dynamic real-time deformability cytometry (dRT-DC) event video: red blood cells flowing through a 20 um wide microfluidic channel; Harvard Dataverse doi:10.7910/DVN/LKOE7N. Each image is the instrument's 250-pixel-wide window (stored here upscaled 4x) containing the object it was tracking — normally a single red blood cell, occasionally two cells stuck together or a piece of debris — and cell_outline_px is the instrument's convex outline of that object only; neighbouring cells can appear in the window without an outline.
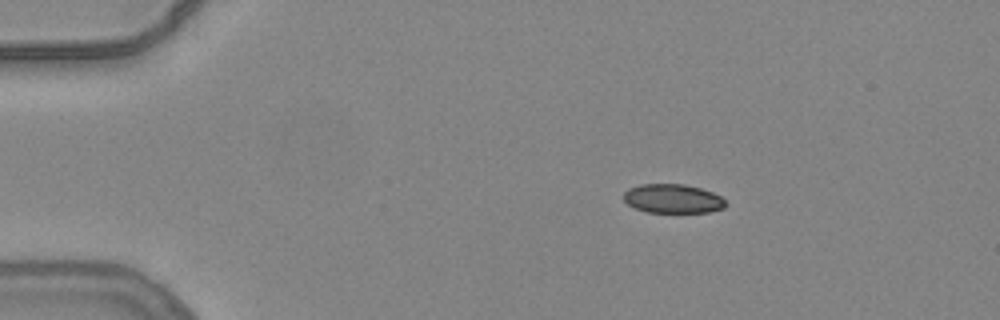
{"species": "common noctule bat (a hibernating species)", "species_latin": "Nyctalus noctula", "temperature_condition": "warm", "stored_images_in_passage": 45, "camera_frame_rate_fps": 3000, "um_per_image_px": 0.085, "animal": {"sex": "female", "body_mass_g": 24.6, "forearm_length_mm": 56.2}, "frame": {"image": 1, "passage_image": 1, "time_ms": 0.0, "image_size_px": [1000, 320], "cell_outline_px": [[724, 208], [708, 212], [648, 212], [636, 208], [628, 204], [624, 200], [624, 192], [628, 188], [640, 184], [684, 184], [700, 188], [712, 192], [720, 196], [724, 200]], "centroid_in_image_um": [57.16, 16.88], "position_along_channel_um": 27.8, "area_um2": 17.11}}
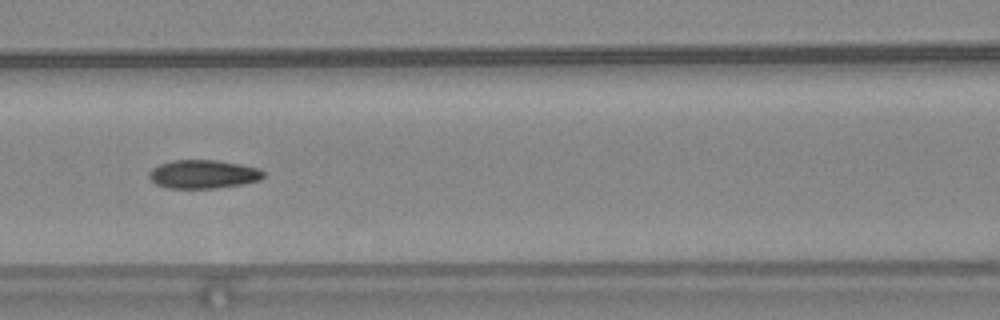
{"frame": {"image": 2, "passage_image": 16, "time_ms": 5.0, "image_size_px": [1000, 320], "cell_outline_px": [[264, 176], [260, 180], [244, 184], [216, 188], [168, 188], [156, 184], [148, 176], [148, 172], [152, 168], [160, 164], [172, 160], [216, 160], [240, 164], [260, 168], [264, 172]], "centroid_in_image_um": [17.29, 14.8], "position_along_channel_um": 149.3, "area_um2": 19.13}}
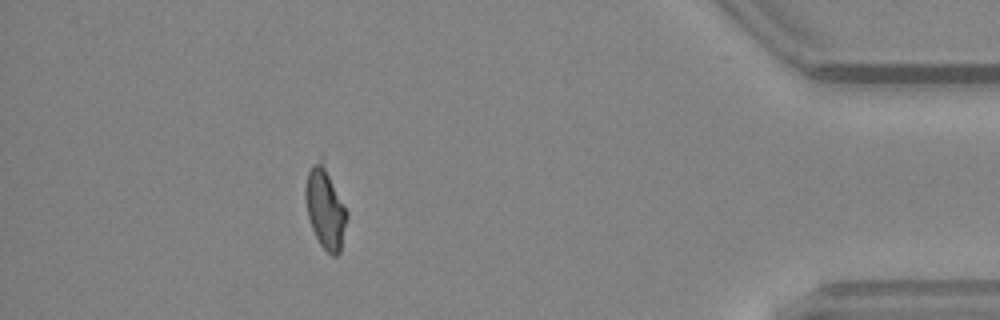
{"frame": {"image": 3, "passage_image": 40, "time_ms": 13.0, "image_size_px": [1000, 320], "cell_outline_px": [[348, 216], [340, 252], [336, 256], [332, 256], [320, 244], [312, 228], [308, 216], [304, 196], [304, 188], [308, 172], [312, 164], [320, 152], [324, 156], [348, 212]], "centroid_in_image_um": [27.65, 17.55], "position_along_channel_um": 407.5, "area_um2": 20.4}, "authors_computed_cell_mechanics": {"area_um2": 19.3052, "velocity_mm_per_s": 3.8467, "shape_relaxation_time_tau1_ms": null, "shape_relaxation_time_tau2_ms": 2.633, "deformation_change_tau1": null, "deformation_change_tau2": 0.0806}}